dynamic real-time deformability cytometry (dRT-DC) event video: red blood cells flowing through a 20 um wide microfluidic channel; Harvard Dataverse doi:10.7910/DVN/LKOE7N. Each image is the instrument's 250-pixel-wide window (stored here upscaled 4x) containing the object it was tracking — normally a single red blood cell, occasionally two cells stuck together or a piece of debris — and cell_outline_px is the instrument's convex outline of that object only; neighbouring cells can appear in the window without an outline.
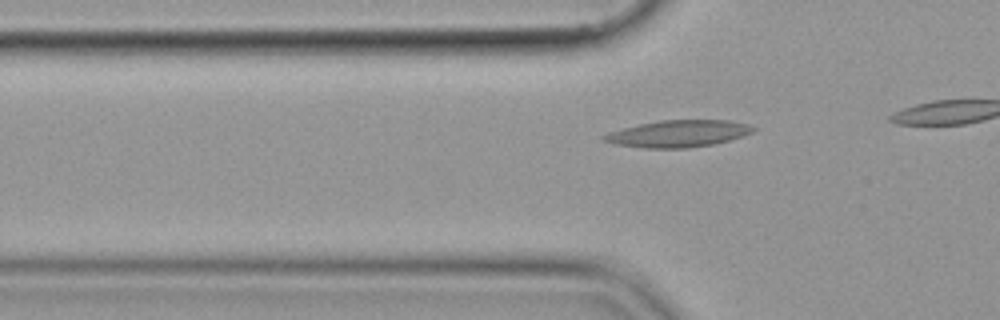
{"species": "common noctule bat (a hibernating species)", "species_latin": "Nyctalus noctula", "temperature_condition": "cold", "stored_images_in_passage": 11, "camera_frame_rate_fps": 3000, "um_per_image_px": 0.085, "animal": {"sex": "female", "body_mass_g": 19.9}, "frame": {"image": 1, "passage_image": 5, "time_ms": 1.333, "image_size_px": [1000, 320], "cell_outline_px": [[756, 128], [752, 132], [744, 136], [712, 144], [684, 148], [644, 148], [616, 144], [600, 140], [600, 136], [608, 132], [640, 124], [660, 120], [728, 120], [748, 124]], "centroid_in_image_um": [57.62, 11.36], "position_along_channel_um": 68.2, "area_um2": 23.29}}
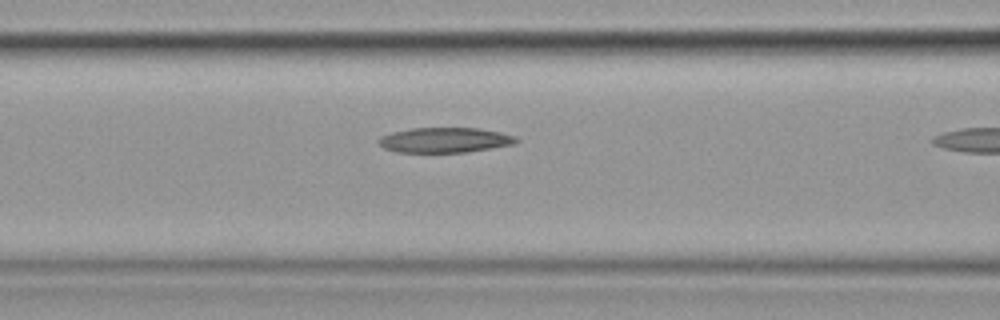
{"frame": {"image": 2, "passage_image": 10, "time_ms": 3.0, "image_size_px": [1000, 320], "cell_outline_px": [[520, 140], [516, 144], [468, 152], [396, 152], [384, 148], [376, 140], [380, 136], [392, 132], [412, 128], [476, 128], [500, 132], [516, 136]], "centroid_in_image_um": [37.82, 11.91], "position_along_channel_um": 128.8, "area_um2": 20.23}}